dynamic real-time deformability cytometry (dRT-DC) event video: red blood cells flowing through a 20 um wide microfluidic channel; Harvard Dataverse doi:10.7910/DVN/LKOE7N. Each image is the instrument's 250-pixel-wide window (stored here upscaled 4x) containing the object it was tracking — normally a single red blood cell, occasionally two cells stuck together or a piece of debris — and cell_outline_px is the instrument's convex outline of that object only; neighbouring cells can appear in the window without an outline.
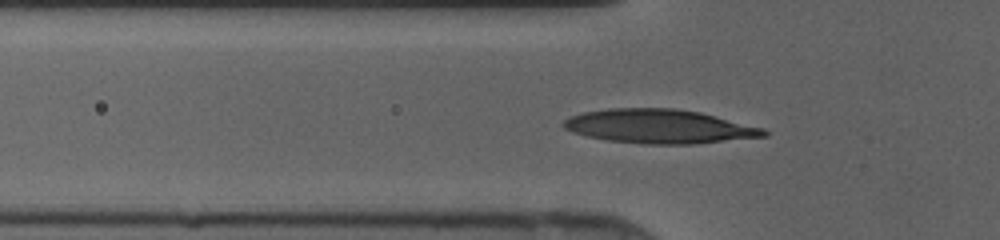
{"species": "human", "species_latin": "Homo sapiens", "temperature_condition": "cold", "stored_images_in_passage": 36, "camera_frame_rate_fps": 3000, "um_per_image_px": 0.085, "donor": {"sex": "female"}, "frame": {"image": 1, "passage_image": 9, "time_ms": 2.667, "image_size_px": [1000, 240], "cell_outline_px": [[768, 136], [688, 144], [644, 144], [608, 140], [588, 136], [572, 132], [564, 128], [560, 124], [564, 120], [572, 116], [584, 112], [608, 108], [672, 108], [700, 112], [764, 128], [768, 132]], "centroid_in_image_um": [56.02, 10.74], "position_along_channel_um": 69.8, "area_um2": 39.48}}
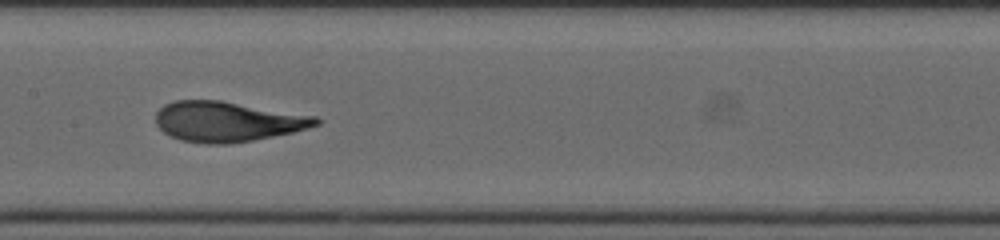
{"frame": {"image": 2, "passage_image": 17, "time_ms": 5.333, "image_size_px": [1000, 240], "cell_outline_px": [[320, 124], [308, 128], [292, 132], [252, 140], [228, 144], [204, 144], [180, 140], [164, 132], [156, 124], [156, 112], [164, 104], [172, 100], [220, 100], [316, 116], [320, 120]], "centroid_in_image_um": [19.3, 10.33], "position_along_channel_um": 188.1, "area_um2": 37.45}}
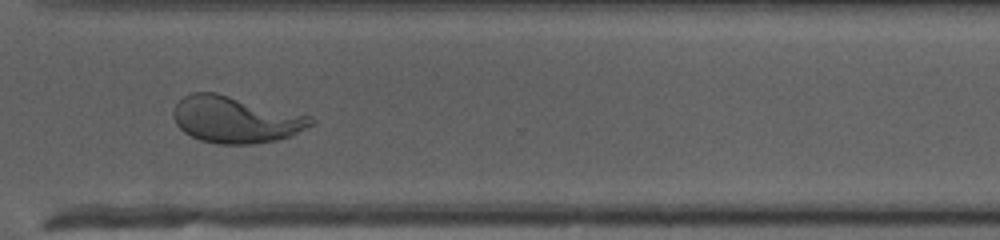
{"frame": {"image": 3, "passage_image": 28, "time_ms": 9.0, "image_size_px": [1000, 240], "cell_outline_px": [[316, 124], [288, 136], [276, 140], [256, 144], [216, 144], [200, 140], [184, 132], [176, 124], [172, 116], [172, 112], [176, 104], [184, 96], [192, 92], [216, 92], [308, 116], [316, 120]], "centroid_in_image_um": [19.98, 10.17], "position_along_channel_um": 350.6, "area_um2": 37.17}}